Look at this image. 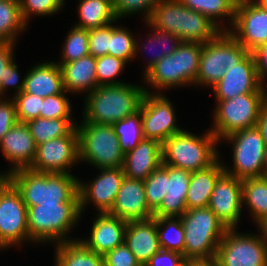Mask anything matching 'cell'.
<instances>
[{"mask_svg": "<svg viewBox=\"0 0 267 266\" xmlns=\"http://www.w3.org/2000/svg\"><path fill=\"white\" fill-rule=\"evenodd\" d=\"M144 86L122 83L98 86L85 95L81 122L113 125L139 111Z\"/></svg>", "mask_w": 267, "mask_h": 266, "instance_id": "6da1fadb", "label": "cell"}, {"mask_svg": "<svg viewBox=\"0 0 267 266\" xmlns=\"http://www.w3.org/2000/svg\"><path fill=\"white\" fill-rule=\"evenodd\" d=\"M10 182L20 192L26 206L80 203L79 179L72 174L19 169L10 173Z\"/></svg>", "mask_w": 267, "mask_h": 266, "instance_id": "7a4b0ae2", "label": "cell"}, {"mask_svg": "<svg viewBox=\"0 0 267 266\" xmlns=\"http://www.w3.org/2000/svg\"><path fill=\"white\" fill-rule=\"evenodd\" d=\"M148 23L157 30L177 35L182 42L204 44L221 31L208 17L179 0H161L154 7Z\"/></svg>", "mask_w": 267, "mask_h": 266, "instance_id": "3957f363", "label": "cell"}, {"mask_svg": "<svg viewBox=\"0 0 267 266\" xmlns=\"http://www.w3.org/2000/svg\"><path fill=\"white\" fill-rule=\"evenodd\" d=\"M218 143L209 128L201 136L183 129L162 143V163L191 173L206 169L221 156Z\"/></svg>", "mask_w": 267, "mask_h": 266, "instance_id": "277c9868", "label": "cell"}, {"mask_svg": "<svg viewBox=\"0 0 267 266\" xmlns=\"http://www.w3.org/2000/svg\"><path fill=\"white\" fill-rule=\"evenodd\" d=\"M82 217L80 203L41 204L27 206L29 243H55L75 241L68 237Z\"/></svg>", "mask_w": 267, "mask_h": 266, "instance_id": "5b68a950", "label": "cell"}, {"mask_svg": "<svg viewBox=\"0 0 267 266\" xmlns=\"http://www.w3.org/2000/svg\"><path fill=\"white\" fill-rule=\"evenodd\" d=\"M185 260L216 257L217 248L227 231L225 225L209 207L188 209L182 216Z\"/></svg>", "mask_w": 267, "mask_h": 266, "instance_id": "8992f818", "label": "cell"}, {"mask_svg": "<svg viewBox=\"0 0 267 266\" xmlns=\"http://www.w3.org/2000/svg\"><path fill=\"white\" fill-rule=\"evenodd\" d=\"M249 54L228 30H221L213 39L202 44L193 87L212 88L224 76L226 68L238 65Z\"/></svg>", "mask_w": 267, "mask_h": 266, "instance_id": "52a82bcc", "label": "cell"}, {"mask_svg": "<svg viewBox=\"0 0 267 266\" xmlns=\"http://www.w3.org/2000/svg\"><path fill=\"white\" fill-rule=\"evenodd\" d=\"M79 136V161L97 169L122 167L124 154L113 125L77 123Z\"/></svg>", "mask_w": 267, "mask_h": 266, "instance_id": "ba28073f", "label": "cell"}, {"mask_svg": "<svg viewBox=\"0 0 267 266\" xmlns=\"http://www.w3.org/2000/svg\"><path fill=\"white\" fill-rule=\"evenodd\" d=\"M216 102L214 124L209 129L220 142L234 132L256 126L261 108L267 102V93L241 94Z\"/></svg>", "mask_w": 267, "mask_h": 266, "instance_id": "9c48e42d", "label": "cell"}, {"mask_svg": "<svg viewBox=\"0 0 267 266\" xmlns=\"http://www.w3.org/2000/svg\"><path fill=\"white\" fill-rule=\"evenodd\" d=\"M257 229L254 235L227 229L217 248L219 266H267V236Z\"/></svg>", "mask_w": 267, "mask_h": 266, "instance_id": "30bf717a", "label": "cell"}, {"mask_svg": "<svg viewBox=\"0 0 267 266\" xmlns=\"http://www.w3.org/2000/svg\"><path fill=\"white\" fill-rule=\"evenodd\" d=\"M232 144L233 168L223 162L224 172L241 180L263 177V160L266 144L259 129L254 126L234 132L220 142ZM226 165V166H225Z\"/></svg>", "mask_w": 267, "mask_h": 266, "instance_id": "8fae6325", "label": "cell"}, {"mask_svg": "<svg viewBox=\"0 0 267 266\" xmlns=\"http://www.w3.org/2000/svg\"><path fill=\"white\" fill-rule=\"evenodd\" d=\"M29 242L27 206L9 182L0 192V250Z\"/></svg>", "mask_w": 267, "mask_h": 266, "instance_id": "7c38bea8", "label": "cell"}, {"mask_svg": "<svg viewBox=\"0 0 267 266\" xmlns=\"http://www.w3.org/2000/svg\"><path fill=\"white\" fill-rule=\"evenodd\" d=\"M139 110L144 139H154L162 144L184 129L177 125L175 108L163 93L146 92Z\"/></svg>", "mask_w": 267, "mask_h": 266, "instance_id": "4fadbf2b", "label": "cell"}, {"mask_svg": "<svg viewBox=\"0 0 267 266\" xmlns=\"http://www.w3.org/2000/svg\"><path fill=\"white\" fill-rule=\"evenodd\" d=\"M79 162V136L75 129L70 135L37 145L35 160L29 169L41 173L71 174L73 172L69 170Z\"/></svg>", "mask_w": 267, "mask_h": 266, "instance_id": "5bb4252c", "label": "cell"}, {"mask_svg": "<svg viewBox=\"0 0 267 266\" xmlns=\"http://www.w3.org/2000/svg\"><path fill=\"white\" fill-rule=\"evenodd\" d=\"M228 31L252 53L267 44V11L252 0L237 2L234 23Z\"/></svg>", "mask_w": 267, "mask_h": 266, "instance_id": "9a60e30c", "label": "cell"}, {"mask_svg": "<svg viewBox=\"0 0 267 266\" xmlns=\"http://www.w3.org/2000/svg\"><path fill=\"white\" fill-rule=\"evenodd\" d=\"M98 170L100 171L99 175L95 176L96 178L91 182L85 183L79 179L78 192L82 215L90 202L96 206L98 213L109 212L125 177L122 167Z\"/></svg>", "mask_w": 267, "mask_h": 266, "instance_id": "2e32d148", "label": "cell"}, {"mask_svg": "<svg viewBox=\"0 0 267 266\" xmlns=\"http://www.w3.org/2000/svg\"><path fill=\"white\" fill-rule=\"evenodd\" d=\"M208 207L227 229H238L243 210L242 180L223 172L215 182Z\"/></svg>", "mask_w": 267, "mask_h": 266, "instance_id": "e0dca14e", "label": "cell"}, {"mask_svg": "<svg viewBox=\"0 0 267 266\" xmlns=\"http://www.w3.org/2000/svg\"><path fill=\"white\" fill-rule=\"evenodd\" d=\"M215 100H227L247 93H267L260 83L256 61L250 53L238 65L225 69L224 76L212 87Z\"/></svg>", "mask_w": 267, "mask_h": 266, "instance_id": "ac0fdd59", "label": "cell"}, {"mask_svg": "<svg viewBox=\"0 0 267 266\" xmlns=\"http://www.w3.org/2000/svg\"><path fill=\"white\" fill-rule=\"evenodd\" d=\"M108 213L126 222L153 218V211L147 204L143 180L125 176L115 202Z\"/></svg>", "mask_w": 267, "mask_h": 266, "instance_id": "d6986e66", "label": "cell"}, {"mask_svg": "<svg viewBox=\"0 0 267 266\" xmlns=\"http://www.w3.org/2000/svg\"><path fill=\"white\" fill-rule=\"evenodd\" d=\"M36 147L26 123L17 122L0 140L1 153L11 162L8 171L29 169L35 160Z\"/></svg>", "mask_w": 267, "mask_h": 266, "instance_id": "ffe728a7", "label": "cell"}, {"mask_svg": "<svg viewBox=\"0 0 267 266\" xmlns=\"http://www.w3.org/2000/svg\"><path fill=\"white\" fill-rule=\"evenodd\" d=\"M127 222L118 217L105 213H98L91 226L90 236L79 239L88 249L100 256L124 243Z\"/></svg>", "mask_w": 267, "mask_h": 266, "instance_id": "44dd1931", "label": "cell"}, {"mask_svg": "<svg viewBox=\"0 0 267 266\" xmlns=\"http://www.w3.org/2000/svg\"><path fill=\"white\" fill-rule=\"evenodd\" d=\"M162 164V144L154 139H143L124 155L122 169L126 177L145 180Z\"/></svg>", "mask_w": 267, "mask_h": 266, "instance_id": "7402d4cb", "label": "cell"}, {"mask_svg": "<svg viewBox=\"0 0 267 266\" xmlns=\"http://www.w3.org/2000/svg\"><path fill=\"white\" fill-rule=\"evenodd\" d=\"M124 244L141 266H144L161 249L156 229V217L127 222Z\"/></svg>", "mask_w": 267, "mask_h": 266, "instance_id": "603a6c76", "label": "cell"}, {"mask_svg": "<svg viewBox=\"0 0 267 266\" xmlns=\"http://www.w3.org/2000/svg\"><path fill=\"white\" fill-rule=\"evenodd\" d=\"M191 172L167 165V193L154 217H181L186 211V195Z\"/></svg>", "mask_w": 267, "mask_h": 266, "instance_id": "cb8c5ba5", "label": "cell"}, {"mask_svg": "<svg viewBox=\"0 0 267 266\" xmlns=\"http://www.w3.org/2000/svg\"><path fill=\"white\" fill-rule=\"evenodd\" d=\"M64 91L61 67L55 61L37 63L25 74L22 92L45 98Z\"/></svg>", "mask_w": 267, "mask_h": 266, "instance_id": "d4e9b609", "label": "cell"}, {"mask_svg": "<svg viewBox=\"0 0 267 266\" xmlns=\"http://www.w3.org/2000/svg\"><path fill=\"white\" fill-rule=\"evenodd\" d=\"M63 87L69 94L85 93L98 87L96 76V58L92 55L76 61L63 63L61 66Z\"/></svg>", "mask_w": 267, "mask_h": 266, "instance_id": "484cf974", "label": "cell"}, {"mask_svg": "<svg viewBox=\"0 0 267 266\" xmlns=\"http://www.w3.org/2000/svg\"><path fill=\"white\" fill-rule=\"evenodd\" d=\"M223 161L219 158L210 167L191 173L186 195L187 210L208 207L209 200L218 177L224 172Z\"/></svg>", "mask_w": 267, "mask_h": 266, "instance_id": "4316f807", "label": "cell"}, {"mask_svg": "<svg viewBox=\"0 0 267 266\" xmlns=\"http://www.w3.org/2000/svg\"><path fill=\"white\" fill-rule=\"evenodd\" d=\"M145 92H149V85L154 93H162L175 87H186L188 84L179 76L177 56L175 53L160 59L144 76ZM161 89V90H160ZM157 90V92H156Z\"/></svg>", "mask_w": 267, "mask_h": 266, "instance_id": "83f0119b", "label": "cell"}, {"mask_svg": "<svg viewBox=\"0 0 267 266\" xmlns=\"http://www.w3.org/2000/svg\"><path fill=\"white\" fill-rule=\"evenodd\" d=\"M244 205L248 207L255 225L263 227L267 222V181L264 177L242 180V206Z\"/></svg>", "mask_w": 267, "mask_h": 266, "instance_id": "f1b7e54d", "label": "cell"}, {"mask_svg": "<svg viewBox=\"0 0 267 266\" xmlns=\"http://www.w3.org/2000/svg\"><path fill=\"white\" fill-rule=\"evenodd\" d=\"M54 246V266H104L103 256L88 249L78 239Z\"/></svg>", "mask_w": 267, "mask_h": 266, "instance_id": "f546056e", "label": "cell"}, {"mask_svg": "<svg viewBox=\"0 0 267 266\" xmlns=\"http://www.w3.org/2000/svg\"><path fill=\"white\" fill-rule=\"evenodd\" d=\"M150 33L148 35H150L148 37V39L144 42H146L145 44L138 43V41H135V57L134 60L136 58V55H138V53H142L143 49H149L151 48L152 50H154L153 48H155L154 46H156L155 49L158 48L159 46V52L154 53L151 59L148 60L147 64L145 65L146 67H144L145 69L143 71V76L163 57L165 56H169L170 54H173L176 49L179 47V45L182 43V41L178 38L177 35L169 33V32H165V31H161V30H157L156 28L152 27L148 22H144ZM162 46V48H161ZM150 50V49H149ZM157 51V50H155ZM154 51V52H155Z\"/></svg>", "mask_w": 267, "mask_h": 266, "instance_id": "4dcf8cb0", "label": "cell"}, {"mask_svg": "<svg viewBox=\"0 0 267 266\" xmlns=\"http://www.w3.org/2000/svg\"><path fill=\"white\" fill-rule=\"evenodd\" d=\"M186 7L208 17L221 30H229L235 19L236 0H179ZM228 17V24L223 19ZM223 18V19H222ZM220 19V20H219ZM223 21V22H222ZM228 27V28H227Z\"/></svg>", "mask_w": 267, "mask_h": 266, "instance_id": "1f68e13d", "label": "cell"}, {"mask_svg": "<svg viewBox=\"0 0 267 266\" xmlns=\"http://www.w3.org/2000/svg\"><path fill=\"white\" fill-rule=\"evenodd\" d=\"M79 1L77 7L79 21L74 26L90 30L117 22L113 6L109 2L103 0Z\"/></svg>", "mask_w": 267, "mask_h": 266, "instance_id": "d6a6232c", "label": "cell"}, {"mask_svg": "<svg viewBox=\"0 0 267 266\" xmlns=\"http://www.w3.org/2000/svg\"><path fill=\"white\" fill-rule=\"evenodd\" d=\"M74 118H35L26 122L30 133L37 145L61 136L70 135L75 129L77 122Z\"/></svg>", "mask_w": 267, "mask_h": 266, "instance_id": "836d02e7", "label": "cell"}, {"mask_svg": "<svg viewBox=\"0 0 267 266\" xmlns=\"http://www.w3.org/2000/svg\"><path fill=\"white\" fill-rule=\"evenodd\" d=\"M27 28L21 17L19 0L0 1V43L17 44V36Z\"/></svg>", "mask_w": 267, "mask_h": 266, "instance_id": "e575fe53", "label": "cell"}, {"mask_svg": "<svg viewBox=\"0 0 267 266\" xmlns=\"http://www.w3.org/2000/svg\"><path fill=\"white\" fill-rule=\"evenodd\" d=\"M156 229L161 249L184 254L185 236L181 217H156Z\"/></svg>", "mask_w": 267, "mask_h": 266, "instance_id": "d590c367", "label": "cell"}, {"mask_svg": "<svg viewBox=\"0 0 267 266\" xmlns=\"http://www.w3.org/2000/svg\"><path fill=\"white\" fill-rule=\"evenodd\" d=\"M202 44L198 42H182L174 52L177 56L179 76L192 86L199 70V59Z\"/></svg>", "mask_w": 267, "mask_h": 266, "instance_id": "8d00e7d4", "label": "cell"}, {"mask_svg": "<svg viewBox=\"0 0 267 266\" xmlns=\"http://www.w3.org/2000/svg\"><path fill=\"white\" fill-rule=\"evenodd\" d=\"M113 128L124 155L134 149L144 139L140 110L116 122L113 124Z\"/></svg>", "mask_w": 267, "mask_h": 266, "instance_id": "74e56055", "label": "cell"}, {"mask_svg": "<svg viewBox=\"0 0 267 266\" xmlns=\"http://www.w3.org/2000/svg\"><path fill=\"white\" fill-rule=\"evenodd\" d=\"M64 40L60 61L56 62L58 65L61 66L63 63L73 62L89 55L88 30L73 25Z\"/></svg>", "mask_w": 267, "mask_h": 266, "instance_id": "f35d334b", "label": "cell"}, {"mask_svg": "<svg viewBox=\"0 0 267 266\" xmlns=\"http://www.w3.org/2000/svg\"><path fill=\"white\" fill-rule=\"evenodd\" d=\"M112 22V36L108 55L132 62L135 57V41L137 37L123 25H114Z\"/></svg>", "mask_w": 267, "mask_h": 266, "instance_id": "ab89813d", "label": "cell"}, {"mask_svg": "<svg viewBox=\"0 0 267 266\" xmlns=\"http://www.w3.org/2000/svg\"><path fill=\"white\" fill-rule=\"evenodd\" d=\"M143 183L147 204L154 212L167 193V165L162 163Z\"/></svg>", "mask_w": 267, "mask_h": 266, "instance_id": "60d3db41", "label": "cell"}, {"mask_svg": "<svg viewBox=\"0 0 267 266\" xmlns=\"http://www.w3.org/2000/svg\"><path fill=\"white\" fill-rule=\"evenodd\" d=\"M127 63L119 58L111 55H104L96 58V76L98 86L118 85L125 83L124 81L116 80L122 71H124Z\"/></svg>", "mask_w": 267, "mask_h": 266, "instance_id": "b9f144b4", "label": "cell"}, {"mask_svg": "<svg viewBox=\"0 0 267 266\" xmlns=\"http://www.w3.org/2000/svg\"><path fill=\"white\" fill-rule=\"evenodd\" d=\"M66 0H19L20 13L24 23L28 26L31 17L51 16L63 10Z\"/></svg>", "mask_w": 267, "mask_h": 266, "instance_id": "7bdbcfd3", "label": "cell"}, {"mask_svg": "<svg viewBox=\"0 0 267 266\" xmlns=\"http://www.w3.org/2000/svg\"><path fill=\"white\" fill-rule=\"evenodd\" d=\"M161 0H115L113 4V12L116 20L123 17L139 14L143 15L145 22L149 21L154 7Z\"/></svg>", "mask_w": 267, "mask_h": 266, "instance_id": "ee69618b", "label": "cell"}, {"mask_svg": "<svg viewBox=\"0 0 267 266\" xmlns=\"http://www.w3.org/2000/svg\"><path fill=\"white\" fill-rule=\"evenodd\" d=\"M66 91L57 95H51L43 98L40 117L46 119L56 118H74L72 117L71 101L66 96Z\"/></svg>", "mask_w": 267, "mask_h": 266, "instance_id": "f6af8a7d", "label": "cell"}, {"mask_svg": "<svg viewBox=\"0 0 267 266\" xmlns=\"http://www.w3.org/2000/svg\"><path fill=\"white\" fill-rule=\"evenodd\" d=\"M18 122H24L40 117L43 98L30 93L21 92L12 97Z\"/></svg>", "mask_w": 267, "mask_h": 266, "instance_id": "bcb514c9", "label": "cell"}, {"mask_svg": "<svg viewBox=\"0 0 267 266\" xmlns=\"http://www.w3.org/2000/svg\"><path fill=\"white\" fill-rule=\"evenodd\" d=\"M111 36L112 23L88 30L89 55L95 58L107 55L110 48Z\"/></svg>", "mask_w": 267, "mask_h": 266, "instance_id": "7dc6e473", "label": "cell"}, {"mask_svg": "<svg viewBox=\"0 0 267 266\" xmlns=\"http://www.w3.org/2000/svg\"><path fill=\"white\" fill-rule=\"evenodd\" d=\"M20 74L14 58L6 65L5 74L1 77L0 98H5L7 90H10L11 87L15 89V94H13V96L20 94L23 91L25 75L20 82Z\"/></svg>", "mask_w": 267, "mask_h": 266, "instance_id": "c3c4849f", "label": "cell"}, {"mask_svg": "<svg viewBox=\"0 0 267 266\" xmlns=\"http://www.w3.org/2000/svg\"><path fill=\"white\" fill-rule=\"evenodd\" d=\"M103 261L104 266H141L124 243L105 254Z\"/></svg>", "mask_w": 267, "mask_h": 266, "instance_id": "681fc988", "label": "cell"}, {"mask_svg": "<svg viewBox=\"0 0 267 266\" xmlns=\"http://www.w3.org/2000/svg\"><path fill=\"white\" fill-rule=\"evenodd\" d=\"M17 122L13 99L11 97L0 98V140Z\"/></svg>", "mask_w": 267, "mask_h": 266, "instance_id": "f907efd6", "label": "cell"}, {"mask_svg": "<svg viewBox=\"0 0 267 266\" xmlns=\"http://www.w3.org/2000/svg\"><path fill=\"white\" fill-rule=\"evenodd\" d=\"M185 261L179 252L160 249L144 266H184Z\"/></svg>", "mask_w": 267, "mask_h": 266, "instance_id": "816d5d0a", "label": "cell"}, {"mask_svg": "<svg viewBox=\"0 0 267 266\" xmlns=\"http://www.w3.org/2000/svg\"><path fill=\"white\" fill-rule=\"evenodd\" d=\"M252 53L255 57L257 73L260 83L263 87H267V83L264 82L265 80H267V44L258 47Z\"/></svg>", "mask_w": 267, "mask_h": 266, "instance_id": "f5cc1de1", "label": "cell"}, {"mask_svg": "<svg viewBox=\"0 0 267 266\" xmlns=\"http://www.w3.org/2000/svg\"><path fill=\"white\" fill-rule=\"evenodd\" d=\"M15 43H0V87L1 77L5 74L6 65L15 57Z\"/></svg>", "mask_w": 267, "mask_h": 266, "instance_id": "db71d44e", "label": "cell"}, {"mask_svg": "<svg viewBox=\"0 0 267 266\" xmlns=\"http://www.w3.org/2000/svg\"><path fill=\"white\" fill-rule=\"evenodd\" d=\"M256 127L259 129L267 146V102L261 108Z\"/></svg>", "mask_w": 267, "mask_h": 266, "instance_id": "11a10c76", "label": "cell"}, {"mask_svg": "<svg viewBox=\"0 0 267 266\" xmlns=\"http://www.w3.org/2000/svg\"><path fill=\"white\" fill-rule=\"evenodd\" d=\"M184 266H219L216 257L210 259L186 260Z\"/></svg>", "mask_w": 267, "mask_h": 266, "instance_id": "9f6ffc18", "label": "cell"}, {"mask_svg": "<svg viewBox=\"0 0 267 266\" xmlns=\"http://www.w3.org/2000/svg\"><path fill=\"white\" fill-rule=\"evenodd\" d=\"M10 182V172L7 170L3 173L0 172V192L7 186Z\"/></svg>", "mask_w": 267, "mask_h": 266, "instance_id": "6f0895ef", "label": "cell"}, {"mask_svg": "<svg viewBox=\"0 0 267 266\" xmlns=\"http://www.w3.org/2000/svg\"><path fill=\"white\" fill-rule=\"evenodd\" d=\"M256 5L267 11V0H252Z\"/></svg>", "mask_w": 267, "mask_h": 266, "instance_id": "680465c9", "label": "cell"}, {"mask_svg": "<svg viewBox=\"0 0 267 266\" xmlns=\"http://www.w3.org/2000/svg\"><path fill=\"white\" fill-rule=\"evenodd\" d=\"M263 168H264V172H267V146H266V150L264 153Z\"/></svg>", "mask_w": 267, "mask_h": 266, "instance_id": "91938a15", "label": "cell"}, {"mask_svg": "<svg viewBox=\"0 0 267 266\" xmlns=\"http://www.w3.org/2000/svg\"><path fill=\"white\" fill-rule=\"evenodd\" d=\"M262 229L264 230L266 236H267V222L265 223V225L262 227Z\"/></svg>", "mask_w": 267, "mask_h": 266, "instance_id": "94428289", "label": "cell"}, {"mask_svg": "<svg viewBox=\"0 0 267 266\" xmlns=\"http://www.w3.org/2000/svg\"><path fill=\"white\" fill-rule=\"evenodd\" d=\"M103 1H107V2H109L112 6H113V4H114V2H115V0H103Z\"/></svg>", "mask_w": 267, "mask_h": 266, "instance_id": "6125c7cd", "label": "cell"}, {"mask_svg": "<svg viewBox=\"0 0 267 266\" xmlns=\"http://www.w3.org/2000/svg\"><path fill=\"white\" fill-rule=\"evenodd\" d=\"M263 177L267 181V172H263Z\"/></svg>", "mask_w": 267, "mask_h": 266, "instance_id": "be15d7a7", "label": "cell"}]
</instances>
